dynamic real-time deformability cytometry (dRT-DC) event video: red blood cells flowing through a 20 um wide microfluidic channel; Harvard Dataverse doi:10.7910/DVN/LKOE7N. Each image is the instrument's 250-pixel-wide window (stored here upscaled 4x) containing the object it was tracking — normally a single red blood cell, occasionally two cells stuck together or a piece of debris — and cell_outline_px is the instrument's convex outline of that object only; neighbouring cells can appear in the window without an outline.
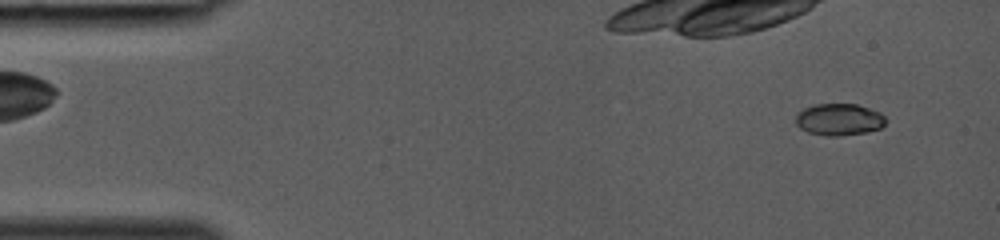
{"species": "common noctule bat (a hibernating species)", "species_latin": "Nyctalus noctula", "temperature_condition": "room temperature", "stored_images_in_passage": 13, "camera_frame_rate_fps": 3000, "um_per_image_px": 0.085, "animal": {"sex": "female", "body_mass_g": 19.0, "forearm_length_mm": 53.3}, "frame": {"image": 1, "passage_image": 3, "time_ms": 0.667, "image_size_px": [1000, 240], "cell_outline_px": [[884, 124], [880, 128], [864, 132], [836, 136], [828, 136], [808, 132], [800, 128], [796, 124], [796, 116], [804, 108], [816, 104], [856, 104], [880, 112], [884, 116]], "centroid_in_image_um": [71.3, 10.15], "position_along_channel_um": 13.7, "area_um2": 16.42}}